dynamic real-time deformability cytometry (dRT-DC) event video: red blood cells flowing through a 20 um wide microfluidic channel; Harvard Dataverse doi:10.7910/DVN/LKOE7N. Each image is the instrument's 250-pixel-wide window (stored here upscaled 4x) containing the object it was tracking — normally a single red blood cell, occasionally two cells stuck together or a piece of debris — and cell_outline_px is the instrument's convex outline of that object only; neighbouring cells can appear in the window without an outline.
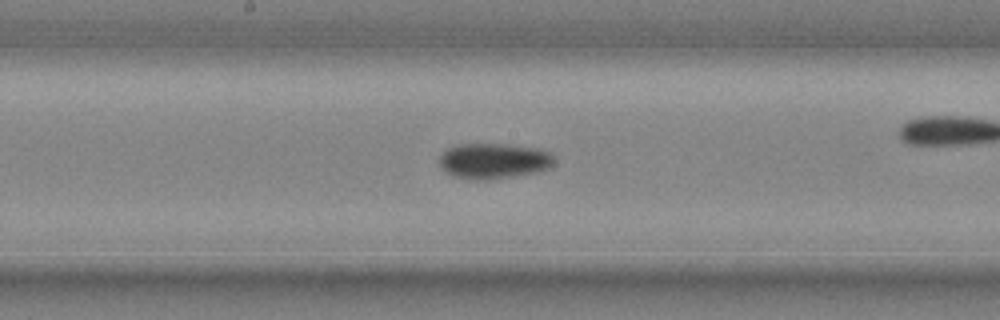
{"species": "common noctule bat (a hibernating species)", "species_latin": "Nyctalus noctula", "temperature_condition": "cold", "stored_images_in_passage": 31, "camera_frame_rate_fps": 3000, "um_per_image_px": 0.085, "animal": {"sex": "male", "body_mass_g": 20.4}, "frame": {"image": 1, "passage_image": 18, "time_ms": 5.667, "image_size_px": [1000, 320], "cell_outline_px": [[556, 160], [548, 168], [540, 172], [492, 180], [472, 180], [456, 176], [444, 172], [440, 168], [440, 156], [448, 148], [460, 144], [504, 144], [536, 148], [552, 152], [556, 156]], "centroid_in_image_um": [42.01, 13.69], "position_along_channel_um": 206.2, "area_um2": 24.16}}